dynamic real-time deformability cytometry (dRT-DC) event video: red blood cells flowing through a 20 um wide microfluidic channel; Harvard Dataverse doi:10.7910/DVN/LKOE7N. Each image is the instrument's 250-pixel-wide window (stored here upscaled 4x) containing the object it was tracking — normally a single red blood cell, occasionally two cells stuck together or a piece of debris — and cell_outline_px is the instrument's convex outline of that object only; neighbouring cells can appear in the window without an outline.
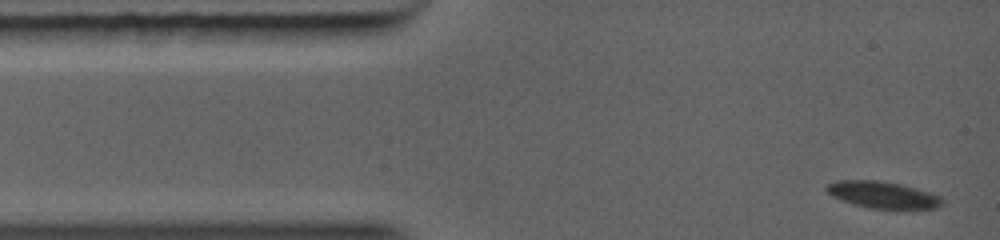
{"species": "common noctule bat (a hibernating species)", "species_latin": "Nyctalus noctula", "temperature_condition": "warm", "stored_images_in_passage": 6, "camera_frame_rate_fps": 5000, "um_per_image_px": 0.085, "animal": {"sex": "female", "body_mass_g": 19.0, "forearm_length_mm": 56.7}, "frame": {"image": 1, "passage_image": 1, "time_ms": 0.0, "image_size_px": [1000, 240], "cell_outline_px": [[944, 204], [936, 208], [868, 208], [832, 196], [824, 188], [828, 184], [836, 180], [876, 180], [900, 184], [916, 188], [940, 196], [944, 200]], "centroid_in_image_um": [75.04, 16.55], "position_along_channel_um": 10.0, "area_um2": 17.74}}